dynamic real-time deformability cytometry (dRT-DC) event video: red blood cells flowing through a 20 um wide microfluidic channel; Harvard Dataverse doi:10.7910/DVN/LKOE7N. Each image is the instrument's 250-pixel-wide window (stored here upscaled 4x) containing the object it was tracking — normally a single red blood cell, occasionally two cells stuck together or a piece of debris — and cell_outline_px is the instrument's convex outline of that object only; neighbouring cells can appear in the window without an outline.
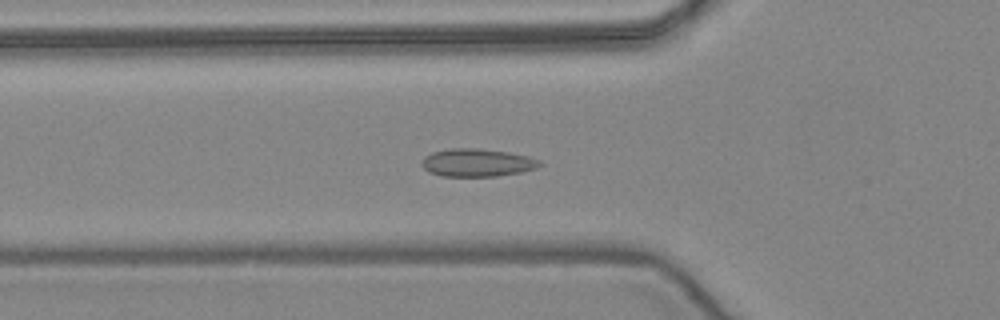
{"species": "common noctule bat (a hibernating species)", "species_latin": "Nyctalus noctula", "temperature_condition": "warm", "stored_images_in_passage": 52, "camera_frame_rate_fps": 3000, "um_per_image_px": 0.085, "animal": {"sex": "female", "body_mass_g": 24.6, "forearm_length_mm": 56.2}, "frame": {"image": 1, "passage_image": 18, "time_ms": 5.667, "image_size_px": [1000, 320], "cell_outline_px": [[544, 164], [536, 168], [520, 172], [496, 176], [440, 176], [428, 172], [420, 164], [424, 156], [432, 152], [448, 148], [480, 148], [508, 152], [528, 156], [540, 160]], "centroid_in_image_um": [40.53, 13.82], "position_along_channel_um": 85.3, "area_um2": 19.36}}
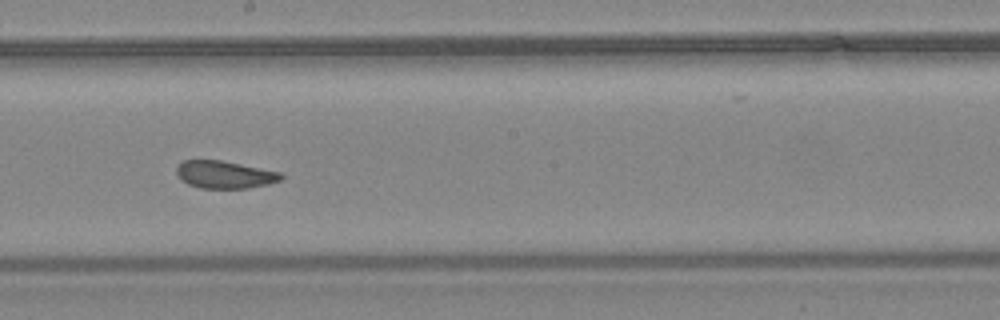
{"frame": {"image": 2, "passage_image": 29, "time_ms": 9.333, "image_size_px": [1000, 320], "cell_outline_px": [[284, 176], [280, 180], [268, 184], [248, 188], [200, 188], [188, 184], [180, 180], [176, 172], [176, 168], [184, 160], [220, 160], [280, 172]], "centroid_in_image_um": [19.07, 14.85], "position_along_channel_um": 229.1, "area_um2": 16.65}}
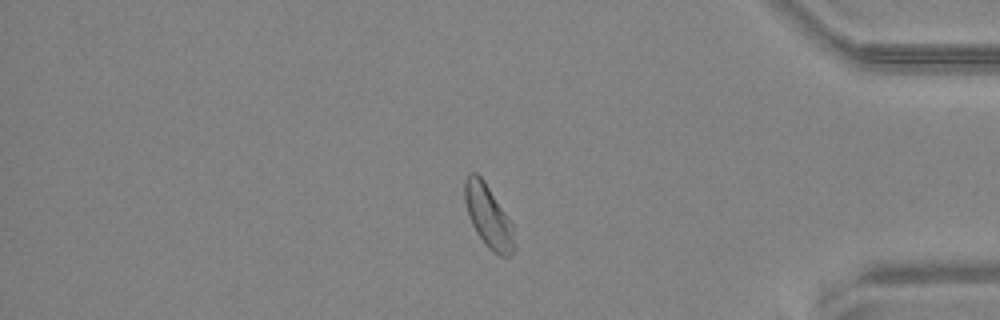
{"frame": {"image": 3, "passage_image": 44, "time_ms": 14.333, "image_size_px": [1000, 320], "cell_outline_px": [[516, 248], [508, 256], [500, 256], [492, 252], [484, 244], [476, 232], [468, 216], [464, 200], [464, 180], [468, 172], [476, 172], [484, 180], [512, 224]], "centroid_in_image_um": [41.48, 18.38], "position_along_channel_um": 393.7, "area_um2": 18.21}, "authors_computed_cell_mechanics": {"area_um2": 18.4382, "velocity_mm_per_s": 3.9116, "shape_relaxation_time_tau1_ms": 10.1003, "shape_relaxation_time_tau2_ms": 1.2176, "deformation_change_tau1": 0.1524, "deformation_change_tau2": 0.0342}}